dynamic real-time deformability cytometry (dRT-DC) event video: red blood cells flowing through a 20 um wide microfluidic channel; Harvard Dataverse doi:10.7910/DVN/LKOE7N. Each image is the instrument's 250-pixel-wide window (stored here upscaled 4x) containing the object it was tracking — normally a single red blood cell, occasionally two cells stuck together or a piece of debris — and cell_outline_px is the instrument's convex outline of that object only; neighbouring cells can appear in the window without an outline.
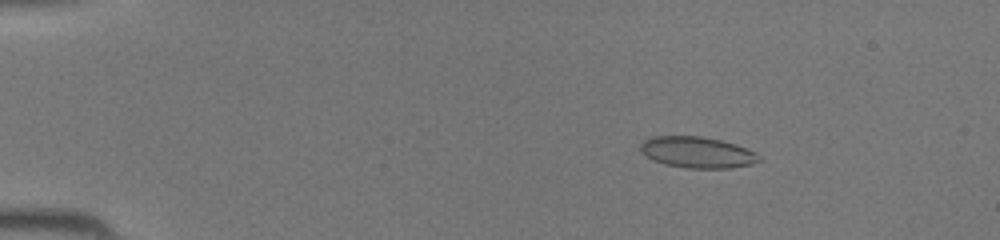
{"species": "common noctule bat (a hibernating species)", "species_latin": "Nyctalus noctula", "temperature_condition": "room temperature", "stored_images_in_passage": 45, "camera_frame_rate_fps": 3000, "um_per_image_px": 0.085, "animal": {"sex": "female", "body_mass_g": 19.5, "forearm_length_mm": 54.1}, "frame": {"image": 1, "passage_image": 8, "time_ms": 2.333, "image_size_px": [1000, 240], "cell_outline_px": [[764, 160], [752, 164], [728, 168], [684, 168], [664, 164], [652, 160], [640, 152], [640, 144], [644, 140], [652, 136], [700, 136], [720, 140], [736, 144], [756, 152]], "centroid_in_image_um": [59.27, 12.95], "position_along_channel_um": 25.7, "area_um2": 21.79}}
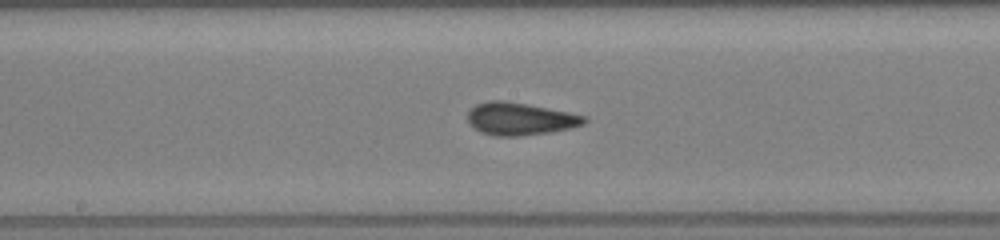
{"frame": {"image": 2, "passage_image": 25, "time_ms": 8.0, "image_size_px": [1000, 240], "cell_outline_px": [[588, 120], [584, 124], [552, 132], [516, 136], [492, 136], [480, 132], [472, 128], [468, 124], [468, 112], [476, 104], [488, 100], [504, 100], [568, 112], [588, 116]], "centroid_in_image_um": [44.17, 10.11], "position_along_channel_um": 204.0, "area_um2": 22.2}}
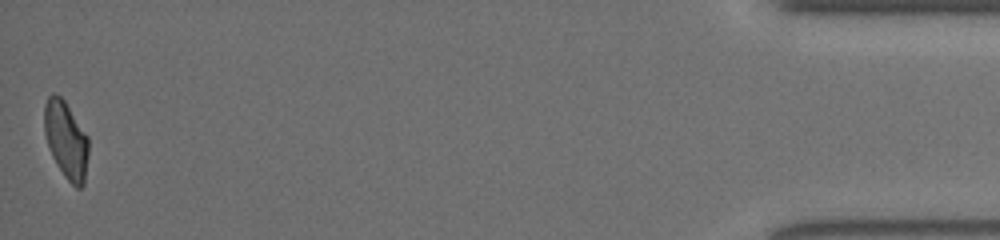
{"frame": {"image": 3, "passage_image": 45, "time_ms": 14.667, "image_size_px": [1000, 240], "cell_outline_px": [[88, 156], [84, 184], [80, 188], [76, 188], [64, 176], [56, 164], [52, 156], [44, 132], [44, 104], [48, 96], [52, 92], [56, 92], [64, 100], [88, 136]], "centroid_in_image_um": [5.61, 11.88], "position_along_channel_um": 429.6, "area_um2": 20.0}}